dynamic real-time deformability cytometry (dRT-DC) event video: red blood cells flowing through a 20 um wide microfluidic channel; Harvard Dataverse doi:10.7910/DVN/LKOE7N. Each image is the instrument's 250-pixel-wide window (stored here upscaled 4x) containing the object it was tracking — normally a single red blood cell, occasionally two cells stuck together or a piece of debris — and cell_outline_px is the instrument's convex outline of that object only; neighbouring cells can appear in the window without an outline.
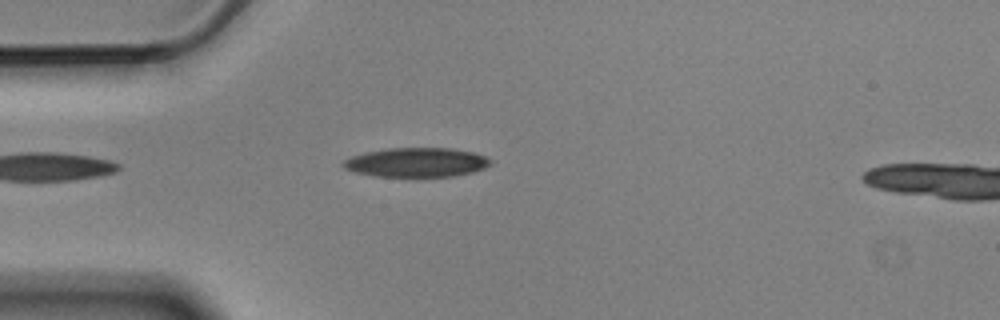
{"species": "Egyptian fruit bat (a non-hibernating species)", "species_latin": "Rousettus aegyptiacus", "temperature_condition": "cold", "stored_images_in_passage": 4, "camera_frame_rate_fps": 3000, "um_per_image_px": 0.085, "animal": {"sex": "male"}, "frame": {"image": 1, "passage_image": 4, "time_ms": 1.0, "image_size_px": [1000, 320], "cell_outline_px": [[492, 164], [484, 168], [472, 172], [452, 176], [416, 180], [372, 176], [352, 172], [344, 168], [340, 164], [344, 160], [352, 156], [364, 152], [388, 148], [452, 148], [472, 152], [484, 156], [492, 160]], "centroid_in_image_um": [35.35, 13.85], "position_along_channel_um": 49.7, "area_um2": 26.36}}